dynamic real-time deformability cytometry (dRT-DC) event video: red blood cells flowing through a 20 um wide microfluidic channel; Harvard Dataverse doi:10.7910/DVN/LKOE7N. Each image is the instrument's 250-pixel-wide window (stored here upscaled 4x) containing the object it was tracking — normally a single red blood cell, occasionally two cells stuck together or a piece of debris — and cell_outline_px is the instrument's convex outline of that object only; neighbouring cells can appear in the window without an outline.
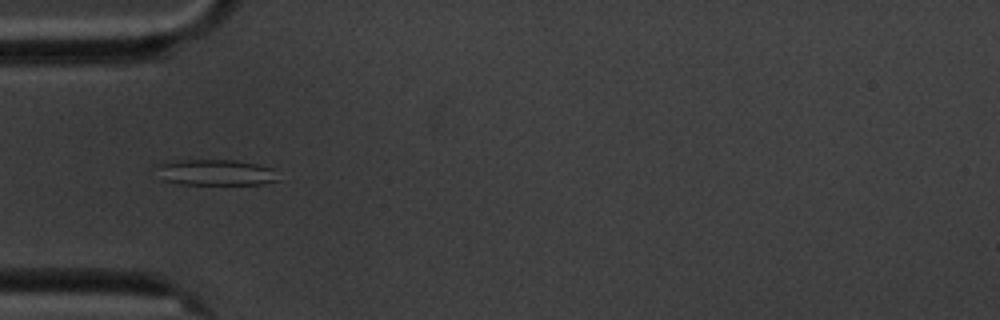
{"species": "common noctule bat (a hibernating species)", "species_latin": "Nyctalus noctula", "temperature_condition": "cold", "stored_images_in_passage": 8, "camera_frame_rate_fps": 3000, "um_per_image_px": 0.085, "animal": {"sex": "male", "body_mass_g": 20.1, "forearm_length_mm": 53.5}, "frame": {"image": 1, "passage_image": 5, "time_ms": 4.667, "image_size_px": [1000, 320], "cell_outline_px": [[280, 180], [260, 184], [180, 184], [160, 180], [152, 164], [172, 160], [236, 160], [256, 164], [272, 168]], "centroid_in_image_um": [18.2, 14.65], "position_along_channel_um": 66.8, "area_um2": 18.84}}
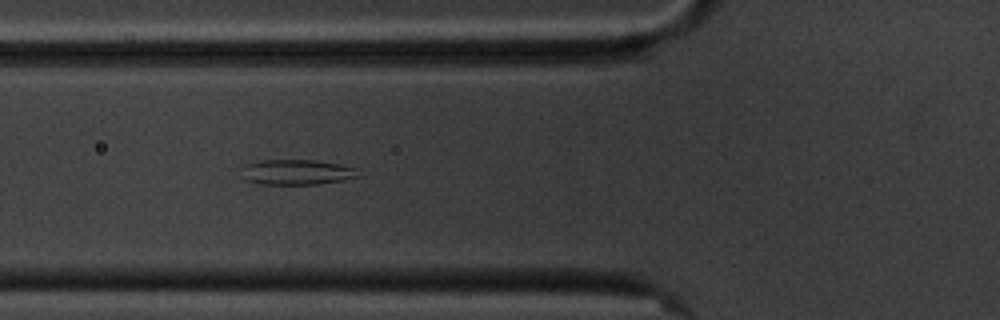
{"frame": {"image": 2, "passage_image": 6, "time_ms": 5.667, "image_size_px": [1000, 320], "cell_outline_px": [[360, 176], [344, 180], [316, 184], [260, 184], [248, 180], [244, 168], [244, 164], [260, 160], [316, 160], [340, 164], [356, 168]], "centroid_in_image_um": [25.3, 14.62], "position_along_channel_um": 100.5, "area_um2": 16.94}}